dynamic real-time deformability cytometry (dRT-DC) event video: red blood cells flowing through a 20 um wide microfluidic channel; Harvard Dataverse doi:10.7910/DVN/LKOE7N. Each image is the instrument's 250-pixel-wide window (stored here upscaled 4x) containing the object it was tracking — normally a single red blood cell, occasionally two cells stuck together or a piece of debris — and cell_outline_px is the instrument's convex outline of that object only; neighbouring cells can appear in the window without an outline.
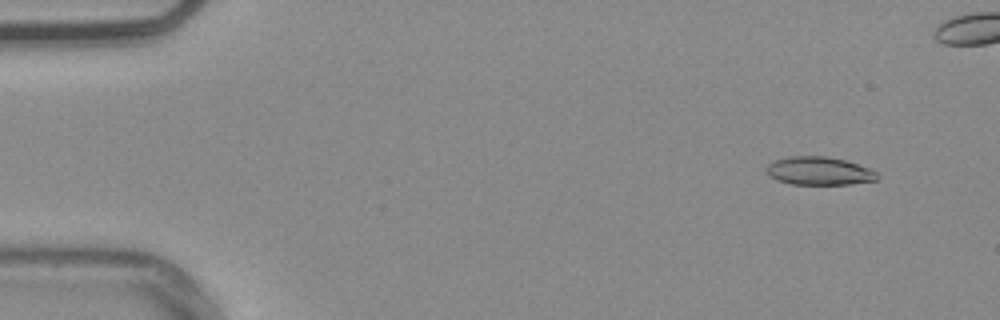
{"species": "common noctule bat (a hibernating species)", "species_latin": "Nyctalus noctula", "temperature_condition": "warm", "stored_images_in_passage": 49, "camera_frame_rate_fps": 3000, "um_per_image_px": 0.085, "animal": {"sex": "male", "body_mass_g": 20.4}, "frame": {"image": 1, "passage_image": 5, "time_ms": 1.333, "image_size_px": [1000, 320], "cell_outline_px": [[880, 176], [876, 180], [852, 184], [792, 184], [776, 180], [768, 176], [764, 168], [772, 160], [788, 156], [824, 156], [844, 160], [868, 168], [876, 172]], "centroid_in_image_um": [69.56, 14.53], "position_along_channel_um": 15.4, "area_um2": 18.32}}
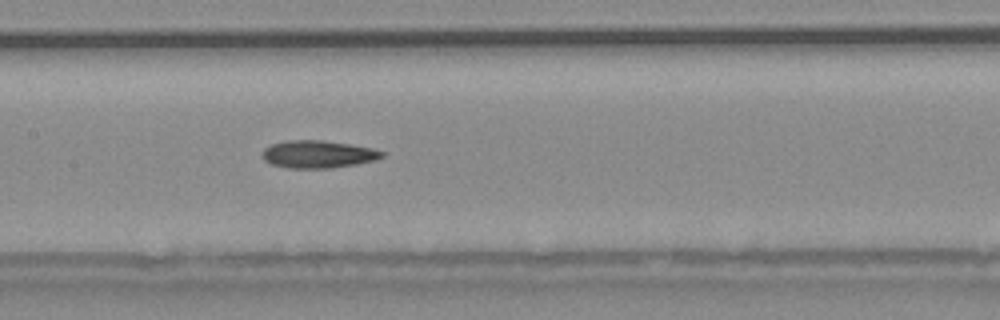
{"frame": {"image": 2, "passage_image": 27, "time_ms": 8.667, "image_size_px": [1000, 320], "cell_outline_px": [[384, 156], [376, 160], [356, 164], [332, 168], [288, 168], [272, 164], [264, 160], [260, 156], [264, 148], [272, 144], [288, 140], [320, 140], [348, 144], [372, 148], [384, 152]], "centroid_in_image_um": [27.01, 13.11], "position_along_channel_um": 180.4, "area_um2": 19.19}}
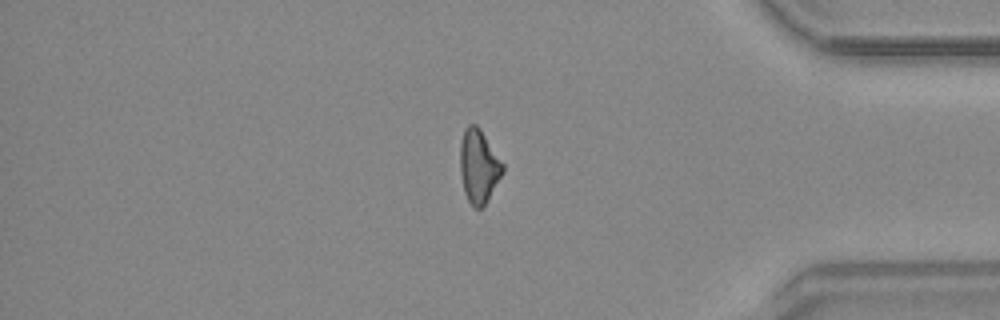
{"frame": {"image": 3, "passage_image": 46, "time_ms": 15.0, "image_size_px": [1000, 320], "cell_outline_px": [[504, 172], [484, 208], [476, 208], [468, 200], [464, 192], [460, 172], [460, 144], [464, 128], [468, 124], [476, 124], [480, 128], [504, 164]], "centroid_in_image_um": [40.7, 14.13], "position_along_channel_um": 394.5, "area_um2": 18.5}}